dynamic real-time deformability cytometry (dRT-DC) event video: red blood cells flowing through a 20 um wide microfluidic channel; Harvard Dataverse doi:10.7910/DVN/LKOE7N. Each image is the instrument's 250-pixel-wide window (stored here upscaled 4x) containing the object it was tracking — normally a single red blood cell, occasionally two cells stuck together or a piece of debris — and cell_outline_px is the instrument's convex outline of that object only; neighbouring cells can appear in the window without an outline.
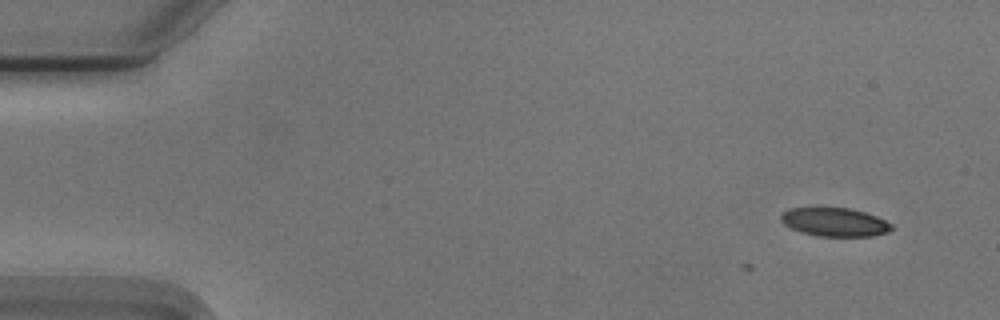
{"species": "Egyptian fruit bat (a non-hibernating species)", "species_latin": "Rousettus aegyptiacus", "temperature_condition": "cold", "stored_images_in_passage": 4, "camera_frame_rate_fps": 3000, "um_per_image_px": 0.085, "animal": {"sex": "male"}, "frame": {"image": 1, "passage_image": 4, "time_ms": 1.0, "image_size_px": [1000, 320], "cell_outline_px": [[892, 228], [888, 232], [872, 236], [816, 236], [800, 232], [784, 224], [780, 220], [780, 216], [788, 208], [816, 204], [824, 204], [848, 208], [864, 212], [876, 216], [892, 224]], "centroid_in_image_um": [70.86, 18.81], "position_along_channel_um": 14.1, "area_um2": 19.31}}